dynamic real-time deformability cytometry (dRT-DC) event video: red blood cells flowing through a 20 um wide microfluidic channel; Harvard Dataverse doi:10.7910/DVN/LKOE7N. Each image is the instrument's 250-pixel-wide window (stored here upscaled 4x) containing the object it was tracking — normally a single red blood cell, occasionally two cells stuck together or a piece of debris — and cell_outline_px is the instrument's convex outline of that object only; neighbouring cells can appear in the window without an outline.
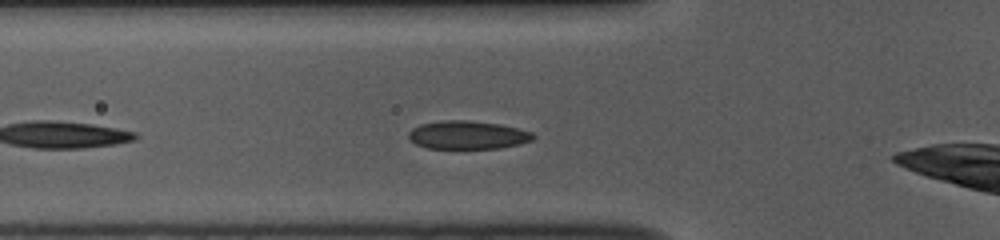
{"species": "common noctule bat (a hibernating species)", "species_latin": "Nyctalus noctula", "temperature_condition": "room temperature", "stored_images_in_passage": 32, "camera_frame_rate_fps": 3000, "um_per_image_px": 0.085, "animal": {"sex": "female", "body_mass_g": 10.0, "forearm_length_mm": 53.1}, "frame": {"image": 1, "passage_image": 6, "time_ms": 1.667, "image_size_px": [1000, 240], "cell_outline_px": [[536, 136], [532, 140], [520, 144], [500, 148], [428, 148], [416, 144], [408, 140], [408, 132], [412, 128], [420, 124], [444, 120], [468, 120], [500, 124], [520, 128], [532, 132]], "centroid_in_image_um": [39.75, 11.47], "position_along_channel_um": 86.0, "area_um2": 20.69}}
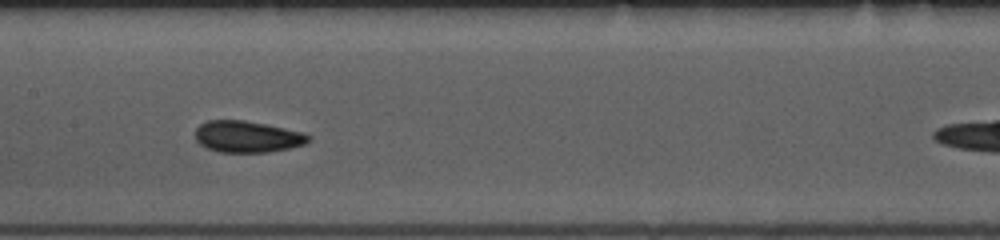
{"frame": {"image": 2, "passage_image": 14, "time_ms": 4.333, "image_size_px": [1000, 240], "cell_outline_px": [[312, 140], [304, 144], [288, 148], [268, 152], [220, 152], [208, 148], [200, 144], [196, 140], [196, 128], [200, 124], [208, 120], [244, 120], [304, 132], [312, 136]], "centroid_in_image_um": [21.04, 11.61], "position_along_channel_um": 186.4, "area_um2": 20.75}}
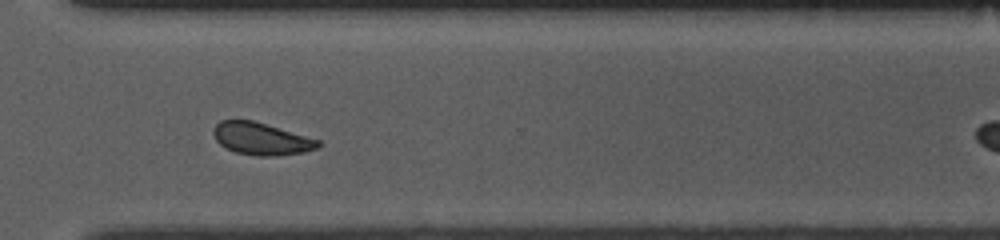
{"frame": {"image": 3, "passage_image": 27, "time_ms": 8.667, "image_size_px": [1000, 240], "cell_outline_px": [[320, 144], [316, 148], [304, 152], [276, 156], [260, 156], [236, 152], [224, 148], [216, 140], [212, 132], [216, 124], [220, 120], [252, 120], [320, 140]], "centroid_in_image_um": [22.18, 11.8], "position_along_channel_um": 348.4, "area_um2": 19.54}, "authors_computed_cell_mechanics": {"area_um2": 20.5479, "velocity_mm_per_s": 3.741, "shape_relaxation_time_tau1_ms": 2.2822, "shape_relaxation_time_tau2_ms": 1.3797, "deformation_change_tau1": 0.0679, "deformation_change_tau2": 0.0644}}